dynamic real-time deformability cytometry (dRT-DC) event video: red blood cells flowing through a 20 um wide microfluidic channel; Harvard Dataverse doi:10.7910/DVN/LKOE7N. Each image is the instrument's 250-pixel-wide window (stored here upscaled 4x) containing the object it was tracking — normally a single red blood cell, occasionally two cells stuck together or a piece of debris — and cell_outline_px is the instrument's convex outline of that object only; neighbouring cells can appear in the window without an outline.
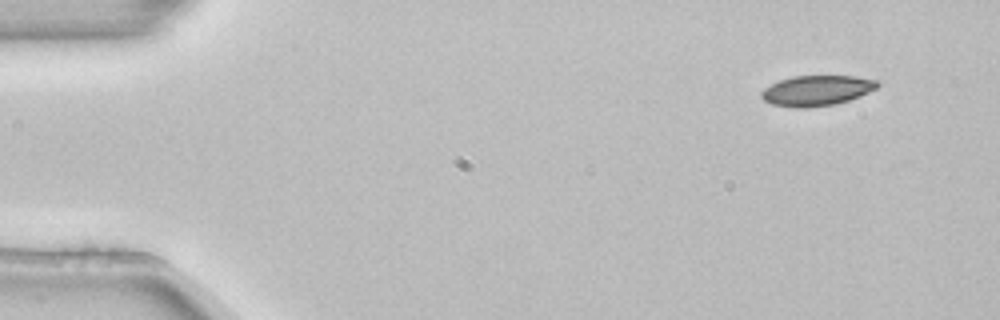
{"species": "common noctule bat (a hibernating species)", "species_latin": "Nyctalus noctula", "temperature_condition": "room temperature", "stored_images_in_passage": 5, "segment_of_instrument_passage": [2, 2], "camera_frame_rate_fps": 3000, "um_per_image_px": 0.085, "animal": {"sex": "female", "body_mass_g": 22.7, "forearm_length_mm": 54.2}, "frame": {"image": 1, "passage_image": 5, "time_ms": 1.333, "image_size_px": [1000, 320], "cell_outline_px": [[880, 84], [876, 88], [860, 96], [836, 104], [804, 108], [796, 108], [772, 104], [764, 100], [760, 96], [760, 92], [764, 88], [780, 80], [792, 76], [856, 76], [880, 80]], "centroid_in_image_um": [69.43, 7.69], "position_along_channel_um": 15.6, "area_um2": 20.58}}